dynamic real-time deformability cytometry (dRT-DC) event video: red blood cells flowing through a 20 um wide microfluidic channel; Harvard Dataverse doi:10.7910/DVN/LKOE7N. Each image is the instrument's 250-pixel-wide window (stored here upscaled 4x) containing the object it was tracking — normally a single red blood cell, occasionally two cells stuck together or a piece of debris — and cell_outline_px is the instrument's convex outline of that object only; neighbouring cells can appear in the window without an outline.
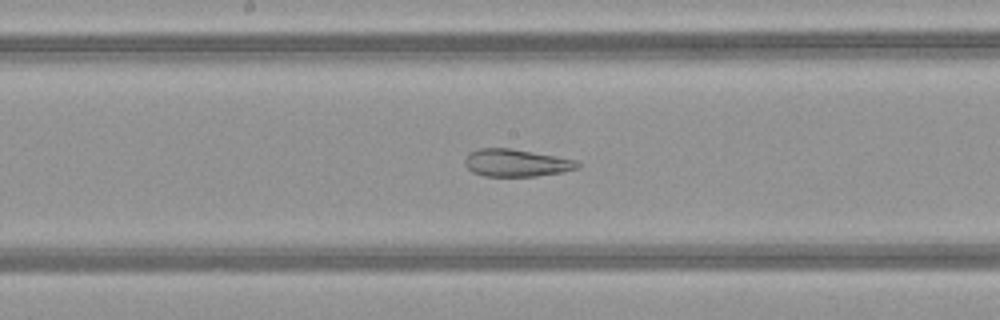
{"species": "common noctule bat (a hibernating species)", "species_latin": "Nyctalus noctula", "temperature_condition": "warm", "stored_images_in_passage": 35, "camera_frame_rate_fps": 3000, "um_per_image_px": 0.085, "animal": {"sex": "female", "body_mass_g": 21.9}, "frame": {"image": 1, "passage_image": 20, "time_ms": 6.333, "image_size_px": [1000, 320], "cell_outline_px": [[580, 168], [564, 172], [536, 176], [484, 176], [472, 172], [464, 164], [464, 160], [468, 152], [480, 148], [508, 148], [556, 156], [576, 160], [580, 164]], "centroid_in_image_um": [43.87, 13.85], "position_along_channel_um": 204.3, "area_um2": 18.09}}